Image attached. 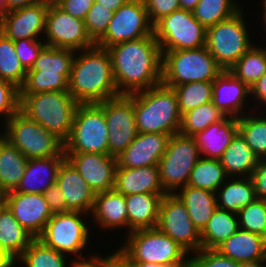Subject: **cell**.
Listing matches in <instances>:
<instances>
[{
    "label": "cell",
    "instance_id": "obj_1",
    "mask_svg": "<svg viewBox=\"0 0 266 267\" xmlns=\"http://www.w3.org/2000/svg\"><path fill=\"white\" fill-rule=\"evenodd\" d=\"M120 95L147 90L162 83V51L153 35L107 48Z\"/></svg>",
    "mask_w": 266,
    "mask_h": 267
},
{
    "label": "cell",
    "instance_id": "obj_2",
    "mask_svg": "<svg viewBox=\"0 0 266 267\" xmlns=\"http://www.w3.org/2000/svg\"><path fill=\"white\" fill-rule=\"evenodd\" d=\"M68 92L79 104L100 103L120 95L106 48L95 44L76 51Z\"/></svg>",
    "mask_w": 266,
    "mask_h": 267
},
{
    "label": "cell",
    "instance_id": "obj_3",
    "mask_svg": "<svg viewBox=\"0 0 266 267\" xmlns=\"http://www.w3.org/2000/svg\"><path fill=\"white\" fill-rule=\"evenodd\" d=\"M133 105L139 133H179L182 115L171 87L160 83L133 93Z\"/></svg>",
    "mask_w": 266,
    "mask_h": 267
},
{
    "label": "cell",
    "instance_id": "obj_4",
    "mask_svg": "<svg viewBox=\"0 0 266 267\" xmlns=\"http://www.w3.org/2000/svg\"><path fill=\"white\" fill-rule=\"evenodd\" d=\"M78 104L68 91L20 94L19 110L64 143Z\"/></svg>",
    "mask_w": 266,
    "mask_h": 267
},
{
    "label": "cell",
    "instance_id": "obj_5",
    "mask_svg": "<svg viewBox=\"0 0 266 267\" xmlns=\"http://www.w3.org/2000/svg\"><path fill=\"white\" fill-rule=\"evenodd\" d=\"M117 250L130 262H148L168 267H189V253L157 227L126 234Z\"/></svg>",
    "mask_w": 266,
    "mask_h": 267
},
{
    "label": "cell",
    "instance_id": "obj_6",
    "mask_svg": "<svg viewBox=\"0 0 266 267\" xmlns=\"http://www.w3.org/2000/svg\"><path fill=\"white\" fill-rule=\"evenodd\" d=\"M223 71L207 47L162 52V83L213 82Z\"/></svg>",
    "mask_w": 266,
    "mask_h": 267
},
{
    "label": "cell",
    "instance_id": "obj_7",
    "mask_svg": "<svg viewBox=\"0 0 266 267\" xmlns=\"http://www.w3.org/2000/svg\"><path fill=\"white\" fill-rule=\"evenodd\" d=\"M76 51L45 46L34 61L20 94L68 91Z\"/></svg>",
    "mask_w": 266,
    "mask_h": 267
},
{
    "label": "cell",
    "instance_id": "obj_8",
    "mask_svg": "<svg viewBox=\"0 0 266 267\" xmlns=\"http://www.w3.org/2000/svg\"><path fill=\"white\" fill-rule=\"evenodd\" d=\"M4 124L2 138L27 159L65 156L64 143L20 110Z\"/></svg>",
    "mask_w": 266,
    "mask_h": 267
},
{
    "label": "cell",
    "instance_id": "obj_9",
    "mask_svg": "<svg viewBox=\"0 0 266 267\" xmlns=\"http://www.w3.org/2000/svg\"><path fill=\"white\" fill-rule=\"evenodd\" d=\"M108 127L103 109L97 103L78 104L64 153L109 155Z\"/></svg>",
    "mask_w": 266,
    "mask_h": 267
},
{
    "label": "cell",
    "instance_id": "obj_10",
    "mask_svg": "<svg viewBox=\"0 0 266 267\" xmlns=\"http://www.w3.org/2000/svg\"><path fill=\"white\" fill-rule=\"evenodd\" d=\"M241 9L207 28L206 47L223 70H229L253 45Z\"/></svg>",
    "mask_w": 266,
    "mask_h": 267
},
{
    "label": "cell",
    "instance_id": "obj_11",
    "mask_svg": "<svg viewBox=\"0 0 266 267\" xmlns=\"http://www.w3.org/2000/svg\"><path fill=\"white\" fill-rule=\"evenodd\" d=\"M201 158L194 137L176 133L170 136L166 151L158 163L162 188L175 194L189 182L191 171Z\"/></svg>",
    "mask_w": 266,
    "mask_h": 267
},
{
    "label": "cell",
    "instance_id": "obj_12",
    "mask_svg": "<svg viewBox=\"0 0 266 267\" xmlns=\"http://www.w3.org/2000/svg\"><path fill=\"white\" fill-rule=\"evenodd\" d=\"M207 29L192 11L178 9L153 25V34L162 52L206 46Z\"/></svg>",
    "mask_w": 266,
    "mask_h": 267
},
{
    "label": "cell",
    "instance_id": "obj_13",
    "mask_svg": "<svg viewBox=\"0 0 266 267\" xmlns=\"http://www.w3.org/2000/svg\"><path fill=\"white\" fill-rule=\"evenodd\" d=\"M83 215L86 213L78 211L53 214L37 239L67 256L74 254L76 258H84L83 249L90 241V232Z\"/></svg>",
    "mask_w": 266,
    "mask_h": 267
},
{
    "label": "cell",
    "instance_id": "obj_14",
    "mask_svg": "<svg viewBox=\"0 0 266 267\" xmlns=\"http://www.w3.org/2000/svg\"><path fill=\"white\" fill-rule=\"evenodd\" d=\"M151 35L153 24L144 0H129L114 12L107 31L96 45L107 49L118 43Z\"/></svg>",
    "mask_w": 266,
    "mask_h": 267
},
{
    "label": "cell",
    "instance_id": "obj_15",
    "mask_svg": "<svg viewBox=\"0 0 266 267\" xmlns=\"http://www.w3.org/2000/svg\"><path fill=\"white\" fill-rule=\"evenodd\" d=\"M104 111L107 127L109 155L118 157L138 135L133 94L119 95L97 103Z\"/></svg>",
    "mask_w": 266,
    "mask_h": 267
},
{
    "label": "cell",
    "instance_id": "obj_16",
    "mask_svg": "<svg viewBox=\"0 0 266 267\" xmlns=\"http://www.w3.org/2000/svg\"><path fill=\"white\" fill-rule=\"evenodd\" d=\"M157 228L189 254L202 249L200 231L194 226L184 203L176 194H166L162 198Z\"/></svg>",
    "mask_w": 266,
    "mask_h": 267
},
{
    "label": "cell",
    "instance_id": "obj_17",
    "mask_svg": "<svg viewBox=\"0 0 266 267\" xmlns=\"http://www.w3.org/2000/svg\"><path fill=\"white\" fill-rule=\"evenodd\" d=\"M43 36L46 46L50 47L80 51L95 45L87 34L84 21L63 11L56 4L49 5Z\"/></svg>",
    "mask_w": 266,
    "mask_h": 267
},
{
    "label": "cell",
    "instance_id": "obj_18",
    "mask_svg": "<svg viewBox=\"0 0 266 267\" xmlns=\"http://www.w3.org/2000/svg\"><path fill=\"white\" fill-rule=\"evenodd\" d=\"M95 193L114 189L117 158L100 153H64Z\"/></svg>",
    "mask_w": 266,
    "mask_h": 267
},
{
    "label": "cell",
    "instance_id": "obj_19",
    "mask_svg": "<svg viewBox=\"0 0 266 267\" xmlns=\"http://www.w3.org/2000/svg\"><path fill=\"white\" fill-rule=\"evenodd\" d=\"M4 203L12 211L19 224L36 239L52 217L43 194L10 191L4 194Z\"/></svg>",
    "mask_w": 266,
    "mask_h": 267
},
{
    "label": "cell",
    "instance_id": "obj_20",
    "mask_svg": "<svg viewBox=\"0 0 266 267\" xmlns=\"http://www.w3.org/2000/svg\"><path fill=\"white\" fill-rule=\"evenodd\" d=\"M49 5L37 3L8 11L0 19V32L12 41L43 39ZM40 37V38H39Z\"/></svg>",
    "mask_w": 266,
    "mask_h": 267
},
{
    "label": "cell",
    "instance_id": "obj_21",
    "mask_svg": "<svg viewBox=\"0 0 266 267\" xmlns=\"http://www.w3.org/2000/svg\"><path fill=\"white\" fill-rule=\"evenodd\" d=\"M170 135L138 133L134 141L117 157V168L158 165L166 151Z\"/></svg>",
    "mask_w": 266,
    "mask_h": 267
},
{
    "label": "cell",
    "instance_id": "obj_22",
    "mask_svg": "<svg viewBox=\"0 0 266 267\" xmlns=\"http://www.w3.org/2000/svg\"><path fill=\"white\" fill-rule=\"evenodd\" d=\"M213 104L230 118H239L243 114L246 97L251 96L250 88L229 70H223L213 81Z\"/></svg>",
    "mask_w": 266,
    "mask_h": 267
},
{
    "label": "cell",
    "instance_id": "obj_23",
    "mask_svg": "<svg viewBox=\"0 0 266 267\" xmlns=\"http://www.w3.org/2000/svg\"><path fill=\"white\" fill-rule=\"evenodd\" d=\"M56 183L61 189L66 206L70 211L83 212L87 215L89 212L90 214L95 193L67 159L62 162L58 170Z\"/></svg>",
    "mask_w": 266,
    "mask_h": 267
},
{
    "label": "cell",
    "instance_id": "obj_24",
    "mask_svg": "<svg viewBox=\"0 0 266 267\" xmlns=\"http://www.w3.org/2000/svg\"><path fill=\"white\" fill-rule=\"evenodd\" d=\"M114 189L124 196L141 193L167 194L160 183L158 165L117 168Z\"/></svg>",
    "mask_w": 266,
    "mask_h": 267
},
{
    "label": "cell",
    "instance_id": "obj_25",
    "mask_svg": "<svg viewBox=\"0 0 266 267\" xmlns=\"http://www.w3.org/2000/svg\"><path fill=\"white\" fill-rule=\"evenodd\" d=\"M65 159V156L28 159L24 176L14 191L43 194L56 183L58 170Z\"/></svg>",
    "mask_w": 266,
    "mask_h": 267
},
{
    "label": "cell",
    "instance_id": "obj_26",
    "mask_svg": "<svg viewBox=\"0 0 266 267\" xmlns=\"http://www.w3.org/2000/svg\"><path fill=\"white\" fill-rule=\"evenodd\" d=\"M237 133L238 119L225 116L193 137L201 157L220 160Z\"/></svg>",
    "mask_w": 266,
    "mask_h": 267
},
{
    "label": "cell",
    "instance_id": "obj_27",
    "mask_svg": "<svg viewBox=\"0 0 266 267\" xmlns=\"http://www.w3.org/2000/svg\"><path fill=\"white\" fill-rule=\"evenodd\" d=\"M215 250L238 263L266 259V238L238 229Z\"/></svg>",
    "mask_w": 266,
    "mask_h": 267
},
{
    "label": "cell",
    "instance_id": "obj_28",
    "mask_svg": "<svg viewBox=\"0 0 266 267\" xmlns=\"http://www.w3.org/2000/svg\"><path fill=\"white\" fill-rule=\"evenodd\" d=\"M92 219L101 228H128L125 196L115 189L95 194Z\"/></svg>",
    "mask_w": 266,
    "mask_h": 267
},
{
    "label": "cell",
    "instance_id": "obj_29",
    "mask_svg": "<svg viewBox=\"0 0 266 267\" xmlns=\"http://www.w3.org/2000/svg\"><path fill=\"white\" fill-rule=\"evenodd\" d=\"M163 197L164 195L148 193L125 196L129 228L127 234L138 229L157 227Z\"/></svg>",
    "mask_w": 266,
    "mask_h": 267
},
{
    "label": "cell",
    "instance_id": "obj_30",
    "mask_svg": "<svg viewBox=\"0 0 266 267\" xmlns=\"http://www.w3.org/2000/svg\"><path fill=\"white\" fill-rule=\"evenodd\" d=\"M175 194L184 203L194 226L201 232L217 208L216 193L186 185Z\"/></svg>",
    "mask_w": 266,
    "mask_h": 267
},
{
    "label": "cell",
    "instance_id": "obj_31",
    "mask_svg": "<svg viewBox=\"0 0 266 267\" xmlns=\"http://www.w3.org/2000/svg\"><path fill=\"white\" fill-rule=\"evenodd\" d=\"M34 238L15 219L5 203L0 206V248L15 262Z\"/></svg>",
    "mask_w": 266,
    "mask_h": 267
},
{
    "label": "cell",
    "instance_id": "obj_32",
    "mask_svg": "<svg viewBox=\"0 0 266 267\" xmlns=\"http://www.w3.org/2000/svg\"><path fill=\"white\" fill-rule=\"evenodd\" d=\"M228 177H251L259 163L258 157L238 132L220 159Z\"/></svg>",
    "mask_w": 266,
    "mask_h": 267
},
{
    "label": "cell",
    "instance_id": "obj_33",
    "mask_svg": "<svg viewBox=\"0 0 266 267\" xmlns=\"http://www.w3.org/2000/svg\"><path fill=\"white\" fill-rule=\"evenodd\" d=\"M217 208L238 213L257 199L251 177H229L216 191Z\"/></svg>",
    "mask_w": 266,
    "mask_h": 267
},
{
    "label": "cell",
    "instance_id": "obj_34",
    "mask_svg": "<svg viewBox=\"0 0 266 267\" xmlns=\"http://www.w3.org/2000/svg\"><path fill=\"white\" fill-rule=\"evenodd\" d=\"M28 159L5 139H0V191L6 194L17 188L24 176Z\"/></svg>",
    "mask_w": 266,
    "mask_h": 267
},
{
    "label": "cell",
    "instance_id": "obj_35",
    "mask_svg": "<svg viewBox=\"0 0 266 267\" xmlns=\"http://www.w3.org/2000/svg\"><path fill=\"white\" fill-rule=\"evenodd\" d=\"M239 228L237 213L216 208L200 232L202 249H216Z\"/></svg>",
    "mask_w": 266,
    "mask_h": 267
},
{
    "label": "cell",
    "instance_id": "obj_36",
    "mask_svg": "<svg viewBox=\"0 0 266 267\" xmlns=\"http://www.w3.org/2000/svg\"><path fill=\"white\" fill-rule=\"evenodd\" d=\"M229 71L251 88L266 73V47L253 45Z\"/></svg>",
    "mask_w": 266,
    "mask_h": 267
},
{
    "label": "cell",
    "instance_id": "obj_37",
    "mask_svg": "<svg viewBox=\"0 0 266 267\" xmlns=\"http://www.w3.org/2000/svg\"><path fill=\"white\" fill-rule=\"evenodd\" d=\"M228 178L220 160L201 157L193 167L187 185L216 193Z\"/></svg>",
    "mask_w": 266,
    "mask_h": 267
},
{
    "label": "cell",
    "instance_id": "obj_38",
    "mask_svg": "<svg viewBox=\"0 0 266 267\" xmlns=\"http://www.w3.org/2000/svg\"><path fill=\"white\" fill-rule=\"evenodd\" d=\"M26 76L27 71L15 52L14 41L0 32V80L9 81L20 89Z\"/></svg>",
    "mask_w": 266,
    "mask_h": 267
},
{
    "label": "cell",
    "instance_id": "obj_39",
    "mask_svg": "<svg viewBox=\"0 0 266 267\" xmlns=\"http://www.w3.org/2000/svg\"><path fill=\"white\" fill-rule=\"evenodd\" d=\"M253 115V116H252ZM253 112L238 119V132L259 160H266V116Z\"/></svg>",
    "mask_w": 266,
    "mask_h": 267
},
{
    "label": "cell",
    "instance_id": "obj_40",
    "mask_svg": "<svg viewBox=\"0 0 266 267\" xmlns=\"http://www.w3.org/2000/svg\"><path fill=\"white\" fill-rule=\"evenodd\" d=\"M240 7L236 0H199L192 12L207 29L232 17L241 10Z\"/></svg>",
    "mask_w": 266,
    "mask_h": 267
},
{
    "label": "cell",
    "instance_id": "obj_41",
    "mask_svg": "<svg viewBox=\"0 0 266 267\" xmlns=\"http://www.w3.org/2000/svg\"><path fill=\"white\" fill-rule=\"evenodd\" d=\"M224 117L225 115L212 101L205 103L182 115L179 133L193 137Z\"/></svg>",
    "mask_w": 266,
    "mask_h": 267
},
{
    "label": "cell",
    "instance_id": "obj_42",
    "mask_svg": "<svg viewBox=\"0 0 266 267\" xmlns=\"http://www.w3.org/2000/svg\"><path fill=\"white\" fill-rule=\"evenodd\" d=\"M66 257L36 238L16 261H21L26 267H66Z\"/></svg>",
    "mask_w": 266,
    "mask_h": 267
},
{
    "label": "cell",
    "instance_id": "obj_43",
    "mask_svg": "<svg viewBox=\"0 0 266 267\" xmlns=\"http://www.w3.org/2000/svg\"><path fill=\"white\" fill-rule=\"evenodd\" d=\"M181 115L212 101L213 82H190L172 87Z\"/></svg>",
    "mask_w": 266,
    "mask_h": 267
},
{
    "label": "cell",
    "instance_id": "obj_44",
    "mask_svg": "<svg viewBox=\"0 0 266 267\" xmlns=\"http://www.w3.org/2000/svg\"><path fill=\"white\" fill-rule=\"evenodd\" d=\"M237 214L240 229L266 238V200L256 199Z\"/></svg>",
    "mask_w": 266,
    "mask_h": 267
},
{
    "label": "cell",
    "instance_id": "obj_45",
    "mask_svg": "<svg viewBox=\"0 0 266 267\" xmlns=\"http://www.w3.org/2000/svg\"><path fill=\"white\" fill-rule=\"evenodd\" d=\"M113 14L114 12L97 2H94L93 6L87 12L84 20L85 28L87 34L95 44L104 36Z\"/></svg>",
    "mask_w": 266,
    "mask_h": 267
},
{
    "label": "cell",
    "instance_id": "obj_46",
    "mask_svg": "<svg viewBox=\"0 0 266 267\" xmlns=\"http://www.w3.org/2000/svg\"><path fill=\"white\" fill-rule=\"evenodd\" d=\"M20 89L13 83L0 80V117L6 121L19 110Z\"/></svg>",
    "mask_w": 266,
    "mask_h": 267
},
{
    "label": "cell",
    "instance_id": "obj_47",
    "mask_svg": "<svg viewBox=\"0 0 266 267\" xmlns=\"http://www.w3.org/2000/svg\"><path fill=\"white\" fill-rule=\"evenodd\" d=\"M193 254L195 255L193 257ZM189 257V267H239V263L222 256L215 249H201Z\"/></svg>",
    "mask_w": 266,
    "mask_h": 267
},
{
    "label": "cell",
    "instance_id": "obj_48",
    "mask_svg": "<svg viewBox=\"0 0 266 267\" xmlns=\"http://www.w3.org/2000/svg\"><path fill=\"white\" fill-rule=\"evenodd\" d=\"M42 39L14 41L15 52L26 71L30 70L39 53L46 46Z\"/></svg>",
    "mask_w": 266,
    "mask_h": 267
},
{
    "label": "cell",
    "instance_id": "obj_49",
    "mask_svg": "<svg viewBox=\"0 0 266 267\" xmlns=\"http://www.w3.org/2000/svg\"><path fill=\"white\" fill-rule=\"evenodd\" d=\"M144 2L153 25L162 17L180 9L179 0H144Z\"/></svg>",
    "mask_w": 266,
    "mask_h": 267
},
{
    "label": "cell",
    "instance_id": "obj_50",
    "mask_svg": "<svg viewBox=\"0 0 266 267\" xmlns=\"http://www.w3.org/2000/svg\"><path fill=\"white\" fill-rule=\"evenodd\" d=\"M43 195L52 214L66 213L70 211L66 206L64 195L57 183L47 189Z\"/></svg>",
    "mask_w": 266,
    "mask_h": 267
},
{
    "label": "cell",
    "instance_id": "obj_51",
    "mask_svg": "<svg viewBox=\"0 0 266 267\" xmlns=\"http://www.w3.org/2000/svg\"><path fill=\"white\" fill-rule=\"evenodd\" d=\"M56 5L73 17L84 21L93 2L90 0H59Z\"/></svg>",
    "mask_w": 266,
    "mask_h": 267
},
{
    "label": "cell",
    "instance_id": "obj_52",
    "mask_svg": "<svg viewBox=\"0 0 266 267\" xmlns=\"http://www.w3.org/2000/svg\"><path fill=\"white\" fill-rule=\"evenodd\" d=\"M251 179L254 184L257 199L266 200V160H260Z\"/></svg>",
    "mask_w": 266,
    "mask_h": 267
},
{
    "label": "cell",
    "instance_id": "obj_53",
    "mask_svg": "<svg viewBox=\"0 0 266 267\" xmlns=\"http://www.w3.org/2000/svg\"><path fill=\"white\" fill-rule=\"evenodd\" d=\"M252 98L259 100V104L266 106V73L260 77L257 82L250 88ZM264 103V104H263Z\"/></svg>",
    "mask_w": 266,
    "mask_h": 267
},
{
    "label": "cell",
    "instance_id": "obj_54",
    "mask_svg": "<svg viewBox=\"0 0 266 267\" xmlns=\"http://www.w3.org/2000/svg\"><path fill=\"white\" fill-rule=\"evenodd\" d=\"M74 259L73 261L71 259L69 267H104V257L97 254L80 259L74 257Z\"/></svg>",
    "mask_w": 266,
    "mask_h": 267
},
{
    "label": "cell",
    "instance_id": "obj_55",
    "mask_svg": "<svg viewBox=\"0 0 266 267\" xmlns=\"http://www.w3.org/2000/svg\"><path fill=\"white\" fill-rule=\"evenodd\" d=\"M104 267H132L130 261L118 250L104 256Z\"/></svg>",
    "mask_w": 266,
    "mask_h": 267
},
{
    "label": "cell",
    "instance_id": "obj_56",
    "mask_svg": "<svg viewBox=\"0 0 266 267\" xmlns=\"http://www.w3.org/2000/svg\"><path fill=\"white\" fill-rule=\"evenodd\" d=\"M37 3H40L39 0H6V13L11 10L24 8L25 6Z\"/></svg>",
    "mask_w": 266,
    "mask_h": 267
},
{
    "label": "cell",
    "instance_id": "obj_57",
    "mask_svg": "<svg viewBox=\"0 0 266 267\" xmlns=\"http://www.w3.org/2000/svg\"><path fill=\"white\" fill-rule=\"evenodd\" d=\"M129 0H97V3L101 4L110 11L115 12L122 5L127 3Z\"/></svg>",
    "mask_w": 266,
    "mask_h": 267
},
{
    "label": "cell",
    "instance_id": "obj_58",
    "mask_svg": "<svg viewBox=\"0 0 266 267\" xmlns=\"http://www.w3.org/2000/svg\"><path fill=\"white\" fill-rule=\"evenodd\" d=\"M15 262L0 248V267H16Z\"/></svg>",
    "mask_w": 266,
    "mask_h": 267
},
{
    "label": "cell",
    "instance_id": "obj_59",
    "mask_svg": "<svg viewBox=\"0 0 266 267\" xmlns=\"http://www.w3.org/2000/svg\"><path fill=\"white\" fill-rule=\"evenodd\" d=\"M199 0H179L180 9L193 11Z\"/></svg>",
    "mask_w": 266,
    "mask_h": 267
},
{
    "label": "cell",
    "instance_id": "obj_60",
    "mask_svg": "<svg viewBox=\"0 0 266 267\" xmlns=\"http://www.w3.org/2000/svg\"><path fill=\"white\" fill-rule=\"evenodd\" d=\"M239 267H266V259L239 263Z\"/></svg>",
    "mask_w": 266,
    "mask_h": 267
},
{
    "label": "cell",
    "instance_id": "obj_61",
    "mask_svg": "<svg viewBox=\"0 0 266 267\" xmlns=\"http://www.w3.org/2000/svg\"><path fill=\"white\" fill-rule=\"evenodd\" d=\"M132 267H168L155 263L148 262H130Z\"/></svg>",
    "mask_w": 266,
    "mask_h": 267
},
{
    "label": "cell",
    "instance_id": "obj_62",
    "mask_svg": "<svg viewBox=\"0 0 266 267\" xmlns=\"http://www.w3.org/2000/svg\"><path fill=\"white\" fill-rule=\"evenodd\" d=\"M6 14V0H0V19Z\"/></svg>",
    "mask_w": 266,
    "mask_h": 267
},
{
    "label": "cell",
    "instance_id": "obj_63",
    "mask_svg": "<svg viewBox=\"0 0 266 267\" xmlns=\"http://www.w3.org/2000/svg\"><path fill=\"white\" fill-rule=\"evenodd\" d=\"M59 0H39L40 3H45L48 5H55L58 3Z\"/></svg>",
    "mask_w": 266,
    "mask_h": 267
},
{
    "label": "cell",
    "instance_id": "obj_64",
    "mask_svg": "<svg viewBox=\"0 0 266 267\" xmlns=\"http://www.w3.org/2000/svg\"><path fill=\"white\" fill-rule=\"evenodd\" d=\"M263 8V16H262V18L261 19H263V23H264V28L266 29V4H263V6H262Z\"/></svg>",
    "mask_w": 266,
    "mask_h": 267
},
{
    "label": "cell",
    "instance_id": "obj_65",
    "mask_svg": "<svg viewBox=\"0 0 266 267\" xmlns=\"http://www.w3.org/2000/svg\"><path fill=\"white\" fill-rule=\"evenodd\" d=\"M4 203V194L0 191V206Z\"/></svg>",
    "mask_w": 266,
    "mask_h": 267
}]
</instances>
